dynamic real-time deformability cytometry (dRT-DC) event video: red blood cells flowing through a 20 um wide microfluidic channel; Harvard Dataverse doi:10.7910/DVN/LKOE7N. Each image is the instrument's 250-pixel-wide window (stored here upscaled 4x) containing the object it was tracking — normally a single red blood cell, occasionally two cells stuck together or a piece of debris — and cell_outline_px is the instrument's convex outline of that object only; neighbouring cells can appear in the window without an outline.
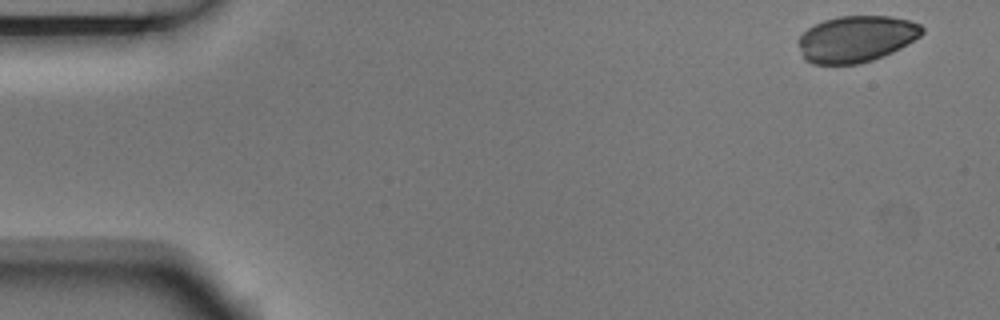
{"species": "Egyptian fruit bat (a non-hibernating species)", "species_latin": "Rousettus aegyptiacus", "temperature_condition": "room temperature", "stored_images_in_passage": 4, "camera_frame_rate_fps": 3000, "um_per_image_px": 0.085, "animal": {"sex": "male"}, "frame": {"image": 1, "passage_image": 1, "time_ms": 0.0, "image_size_px": [1000, 320], "cell_outline_px": [[924, 32], [920, 36], [900, 48], [892, 52], [872, 60], [860, 64], [812, 64], [804, 60], [800, 48], [800, 36], [808, 28], [824, 20], [840, 16], [892, 16], [908, 20], [920, 24], [924, 28]], "centroid_in_image_um": [72.79, 3.31], "position_along_channel_um": 12.2, "area_um2": 33.29}}